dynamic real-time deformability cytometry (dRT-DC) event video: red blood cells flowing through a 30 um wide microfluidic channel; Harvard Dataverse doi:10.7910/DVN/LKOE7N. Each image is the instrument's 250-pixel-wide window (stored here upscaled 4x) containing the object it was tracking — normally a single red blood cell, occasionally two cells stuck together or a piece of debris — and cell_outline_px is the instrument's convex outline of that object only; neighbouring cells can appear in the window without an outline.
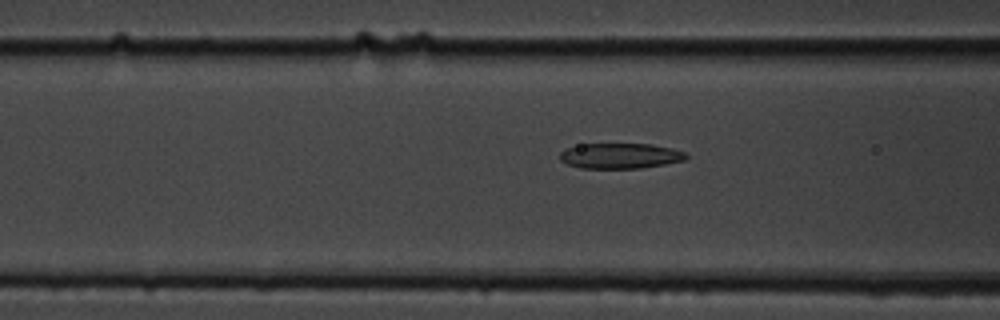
{"species": "common noctule bat (a hibernating species)", "species_latin": "Nyctalus noctula", "temperature_condition": "cold", "stored_images_in_passage": 40, "camera_frame_rate_fps": 3000, "um_per_image_px": 0.085, "animal": {"sex": "male", "body_mass_g": 19.5, "forearm_length_mm": 54.6}, "frame": {"image": 1, "passage_image": 7, "time_ms": 2.0, "image_size_px": [1000, 320], "cell_outline_px": [[688, 156], [684, 160], [664, 164], [640, 168], [580, 168], [568, 164], [560, 160], [560, 152], [564, 148], [580, 144], [652, 144], [672, 148], [684, 152]], "centroid_in_image_um": [52.68, 13.24], "position_along_channel_um": 113.9, "area_um2": 18.67}}
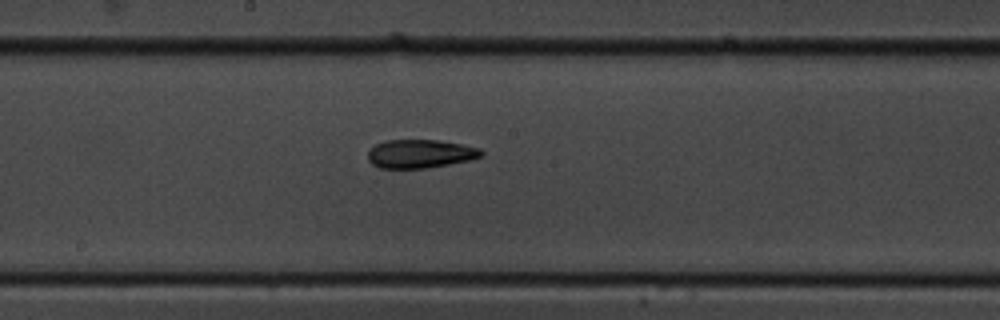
{"frame": {"image": 2, "passage_image": 15, "time_ms": 4.667, "image_size_px": [1000, 320], "cell_outline_px": [[484, 156], [468, 160], [448, 164], [424, 168], [380, 168], [372, 164], [368, 160], [368, 152], [376, 144], [384, 140], [440, 140], [464, 144], [480, 148], [484, 152]], "centroid_in_image_um": [35.74, 13.06], "position_along_channel_um": 212.5, "area_um2": 18.9}}
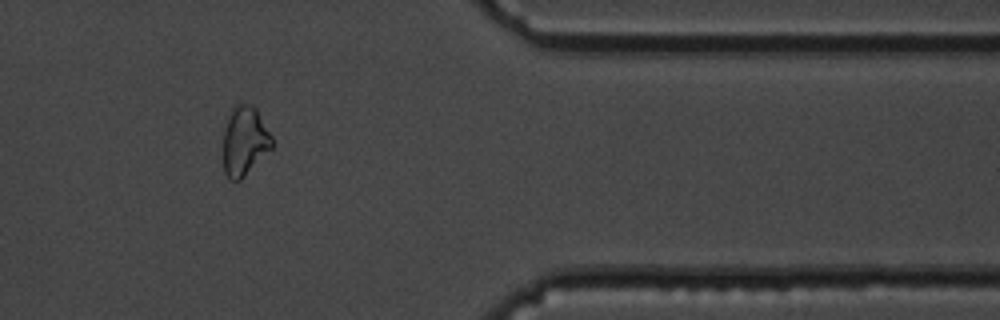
{"frame": {"image": 3, "passage_image": 31, "time_ms": 10.0, "image_size_px": [1000, 320], "cell_outline_px": [[272, 148], [240, 180], [228, 180], [224, 172], [224, 128], [232, 108], [236, 104], [248, 104], [256, 108], [272, 136]], "centroid_in_image_um": [20.79, 11.99], "position_along_channel_um": 390.6, "area_um2": 19.48}, "authors_computed_cell_mechanics": {"area_um2": 19.3341, "velocity_mm_per_s": 3.6888, "shape_relaxation_time_tau1_ms": 6.5006, "shape_relaxation_time_tau2_ms": 3.2788, "deformation_change_tau1": 0.1673, "deformation_change_tau2": 0.1103}}